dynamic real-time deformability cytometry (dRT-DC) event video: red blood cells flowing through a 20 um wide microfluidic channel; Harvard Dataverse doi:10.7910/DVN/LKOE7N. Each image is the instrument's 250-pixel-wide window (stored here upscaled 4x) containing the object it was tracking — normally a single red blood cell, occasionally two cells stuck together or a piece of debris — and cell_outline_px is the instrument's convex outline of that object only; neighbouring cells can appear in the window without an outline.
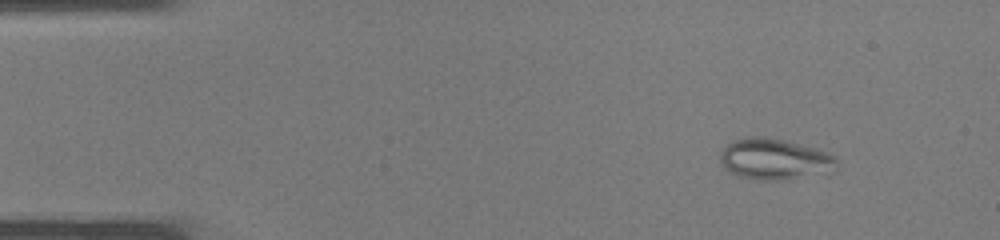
{"species": "common noctule bat (a hibernating species)", "species_latin": "Nyctalus noctula", "temperature_condition": "warm", "stored_images_in_passage": 36, "camera_frame_rate_fps": 3000, "um_per_image_px": 0.085, "animal": {"sex": "male", "body_mass_g": 19.0, "forearm_length_mm": 50.8}, "frame": {"image": 1, "passage_image": 3, "time_ms": 0.667, "image_size_px": [1000, 240], "cell_outline_px": [[836, 172], [828, 176], [784, 180], [760, 180], [744, 176], [732, 172], [724, 168], [720, 160], [720, 152], [732, 140], [748, 136], [764, 136], [784, 140], [800, 144], [828, 152], [836, 156]], "centroid_in_image_um": [65.95, 13.55], "position_along_channel_um": 19.1, "area_um2": 28.55}}
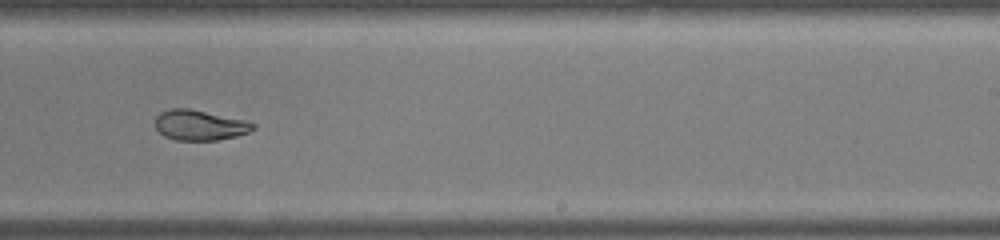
{"frame": {"image": 2, "passage_image": 22, "time_ms": 7.0, "image_size_px": [1000, 240], "cell_outline_px": [[256, 128], [248, 132], [236, 136], [216, 140], [176, 140], [164, 136], [156, 128], [156, 116], [160, 112], [172, 108], [188, 108], [248, 120], [256, 124]], "centroid_in_image_um": [17.0, 10.63], "position_along_channel_um": 272.0, "area_um2": 17.34}}
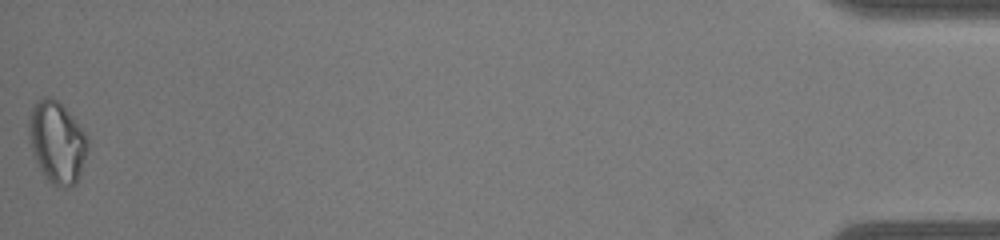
{"frame": {"image": 3, "passage_image": 36, "time_ms": 11.667, "image_size_px": [1000, 240], "cell_outline_px": [[88, 152], [76, 184], [68, 188], [60, 188], [52, 184], [44, 176], [32, 152], [28, 136], [28, 116], [32, 108], [44, 96], [52, 96], [68, 112], [88, 136]], "centroid_in_image_um": [4.85, 12.12], "position_along_channel_um": 430.4, "area_um2": 28.15}}